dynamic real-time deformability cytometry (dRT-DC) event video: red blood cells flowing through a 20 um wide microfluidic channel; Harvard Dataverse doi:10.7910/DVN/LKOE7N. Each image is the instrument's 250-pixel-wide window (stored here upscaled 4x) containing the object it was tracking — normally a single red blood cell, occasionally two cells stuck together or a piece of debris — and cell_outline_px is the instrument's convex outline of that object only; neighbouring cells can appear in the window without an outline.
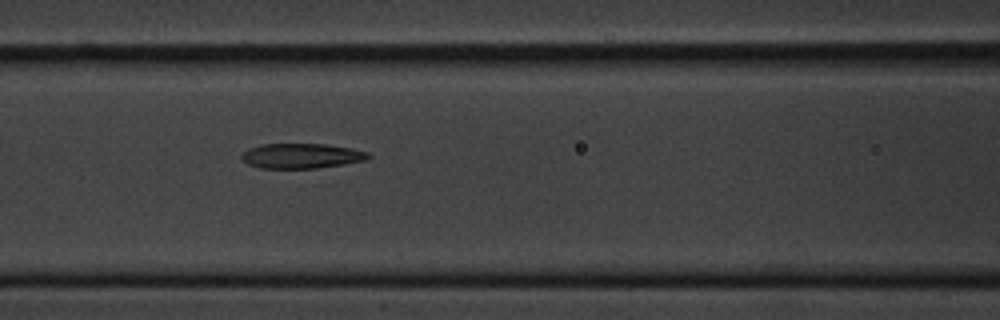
{"species": "common noctule bat (a hibernating species)", "species_latin": "Nyctalus noctula", "temperature_condition": "cold", "stored_images_in_passage": 4, "camera_frame_rate_fps": 3000, "um_per_image_px": 0.085, "animal": {"sex": "male", "body_mass_g": 20.1, "forearm_length_mm": 53.5}, "frame": {"image": 1, "passage_image": 4, "time_ms": 3.333, "image_size_px": [1000, 320], "cell_outline_px": [[372, 156], [364, 160], [344, 164], [316, 168], [260, 168], [248, 164], [240, 156], [248, 148], [260, 144], [328, 144], [352, 148], [368, 152]], "centroid_in_image_um": [25.63, 13.24], "position_along_channel_um": 141.0, "area_um2": 18.44}}